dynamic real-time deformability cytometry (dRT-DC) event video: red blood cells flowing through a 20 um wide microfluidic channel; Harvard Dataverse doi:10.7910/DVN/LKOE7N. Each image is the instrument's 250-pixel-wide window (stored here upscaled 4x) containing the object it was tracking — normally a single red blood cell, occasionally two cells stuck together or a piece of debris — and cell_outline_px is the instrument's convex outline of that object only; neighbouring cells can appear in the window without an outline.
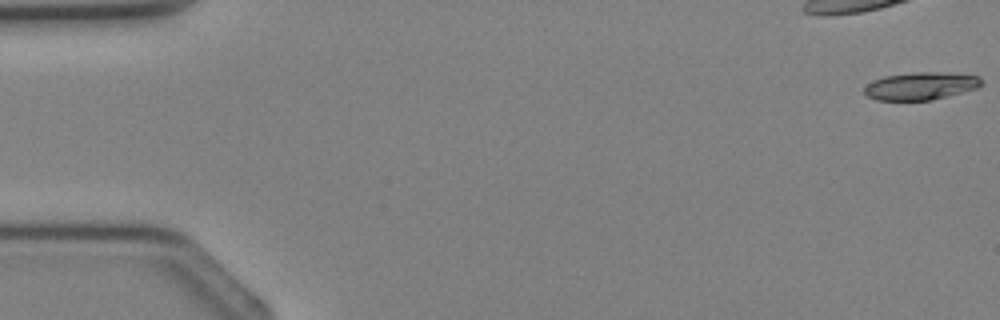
{"species": "Egyptian fruit bat (a non-hibernating species)", "species_latin": "Rousettus aegyptiacus", "temperature_condition": "cold", "stored_images_in_passage": 11, "camera_frame_rate_fps": 3000, "um_per_image_px": 0.085, "animal": {"sex": "female"}, "frame": {"image": 1, "passage_image": 1, "time_ms": 0.0, "image_size_px": [1000, 320], "cell_outline_px": [[984, 84], [980, 88], [932, 100], [876, 100], [868, 96], [864, 92], [864, 88], [872, 80], [884, 76], [916, 72], [940, 72], [980, 76], [984, 80]], "centroid_in_image_um": [78.33, 7.31], "position_along_channel_um": 6.7, "area_um2": 19.07}}